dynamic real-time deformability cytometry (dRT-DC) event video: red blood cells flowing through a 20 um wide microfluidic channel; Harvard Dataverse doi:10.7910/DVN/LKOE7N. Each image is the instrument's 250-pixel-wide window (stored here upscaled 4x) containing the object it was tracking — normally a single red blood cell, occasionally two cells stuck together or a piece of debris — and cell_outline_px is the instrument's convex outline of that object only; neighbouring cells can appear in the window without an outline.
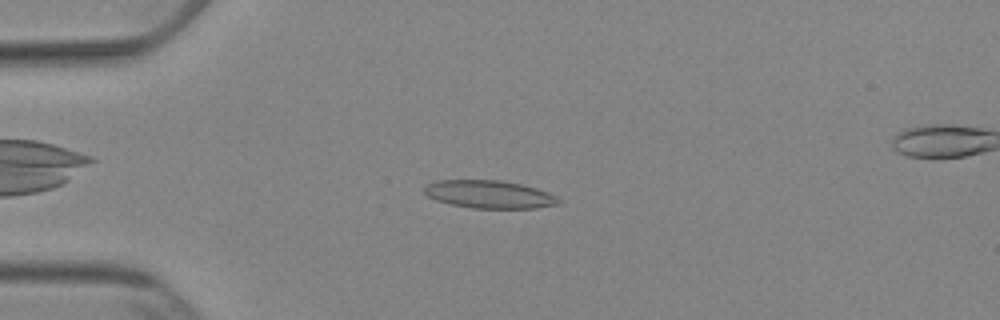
{"species": "Egyptian fruit bat (a non-hibernating species)", "species_latin": "Rousettus aegyptiacus", "temperature_condition": "cold", "stored_images_in_passage": 48, "camera_frame_rate_fps": 3000, "um_per_image_px": 0.085, "animal": {"sex": "female"}, "frame": {"image": 1, "passage_image": 9, "time_ms": 2.667, "image_size_px": [1000, 320], "cell_outline_px": [[564, 200], [560, 204], [536, 208], [472, 208], [448, 204], [436, 200], [428, 196], [424, 192], [424, 188], [428, 184], [436, 180], [500, 180], [524, 184], [548, 192]], "centroid_in_image_um": [41.63, 16.52], "position_along_channel_um": 43.4, "area_um2": 22.08}}
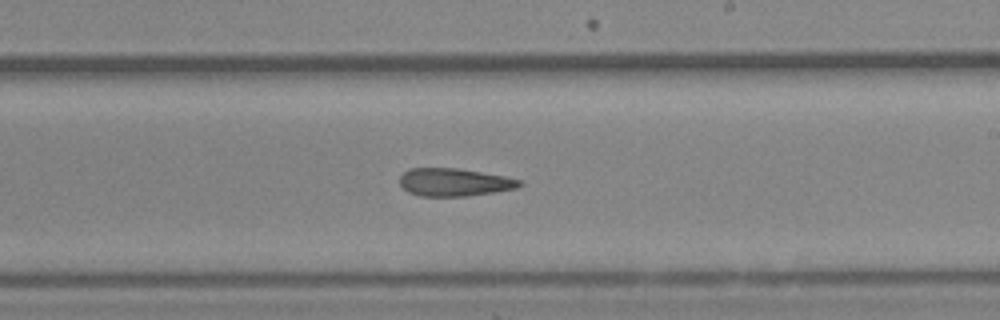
{"frame": {"image": 2, "passage_image": 27, "time_ms": 8.667, "image_size_px": [1000, 320], "cell_outline_px": [[524, 184], [516, 188], [496, 192], [468, 196], [420, 196], [408, 192], [400, 184], [400, 176], [408, 168], [456, 168], [504, 176], [520, 180]], "centroid_in_image_um": [38.6, 15.49], "position_along_channel_um": 250.4, "area_um2": 19.42}}
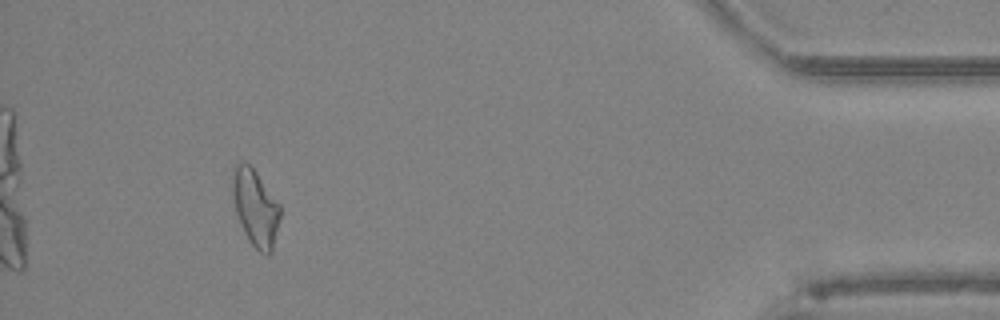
{"frame": {"image": 3, "passage_image": 44, "time_ms": 14.333, "image_size_px": [1000, 320], "cell_outline_px": [[280, 216], [272, 252], [268, 256], [260, 252], [248, 240], [244, 232], [236, 212], [232, 192], [232, 168], [236, 164], [248, 164], [256, 172], [280, 204]], "centroid_in_image_um": [21.71, 17.67], "position_along_channel_um": 413.5, "area_um2": 21.04}, "authors_computed_cell_mechanics": {"area_um2": 20.8947, "velocity_mm_per_s": 3.8868, "shape_relaxation_time_tau1_ms": null, "shape_relaxation_time_tau2_ms": 4.8806, "deformation_change_tau1": null, "deformation_change_tau2": 0.1574}}